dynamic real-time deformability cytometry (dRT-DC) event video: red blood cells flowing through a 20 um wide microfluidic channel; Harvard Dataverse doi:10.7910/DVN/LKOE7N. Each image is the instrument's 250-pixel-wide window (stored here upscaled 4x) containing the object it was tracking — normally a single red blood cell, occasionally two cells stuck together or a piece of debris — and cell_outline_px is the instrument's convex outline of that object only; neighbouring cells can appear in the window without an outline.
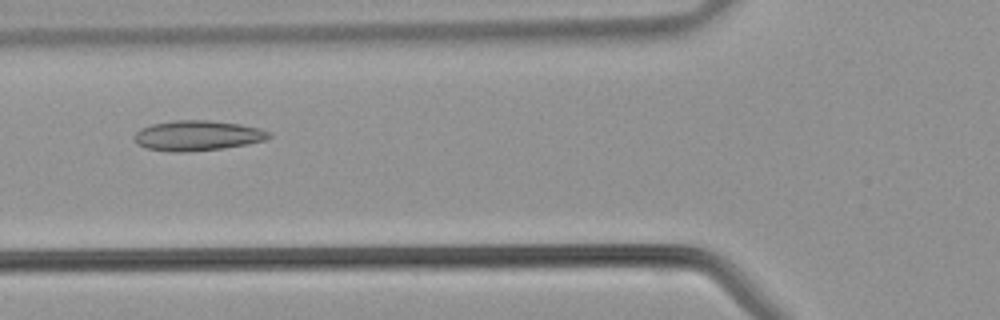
{"species": "common noctule bat (a hibernating species)", "species_latin": "Nyctalus noctula", "temperature_condition": "warm", "stored_images_in_passage": 28, "camera_frame_rate_fps": 3000, "um_per_image_px": 0.085, "animal": {"sex": "male", "body_mass_g": 21.5, "forearm_length_mm": 52.0}, "frame": {"image": 1, "passage_image": 5, "time_ms": 1.333, "image_size_px": [1000, 320], "cell_outline_px": [[272, 136], [264, 140], [244, 144], [220, 148], [184, 152], [168, 152], [144, 148], [136, 144], [132, 136], [140, 128], [152, 124], [172, 120], [208, 120], [240, 124], [260, 128], [272, 132]], "centroid_in_image_um": [16.72, 11.52], "position_along_channel_um": 109.1, "area_um2": 23.81}}
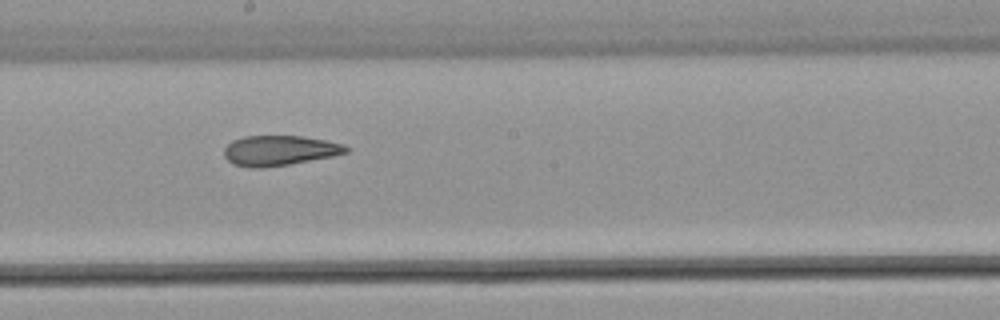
{"frame": {"image": 2, "passage_image": 12, "time_ms": 3.667, "image_size_px": [1000, 320], "cell_outline_px": [[348, 152], [332, 156], [288, 164], [260, 168], [256, 168], [232, 164], [224, 156], [224, 148], [232, 140], [244, 136], [300, 136], [324, 140], [344, 144], [348, 148]], "centroid_in_image_um": [23.72, 12.79], "position_along_channel_um": 224.5, "area_um2": 21.15}}
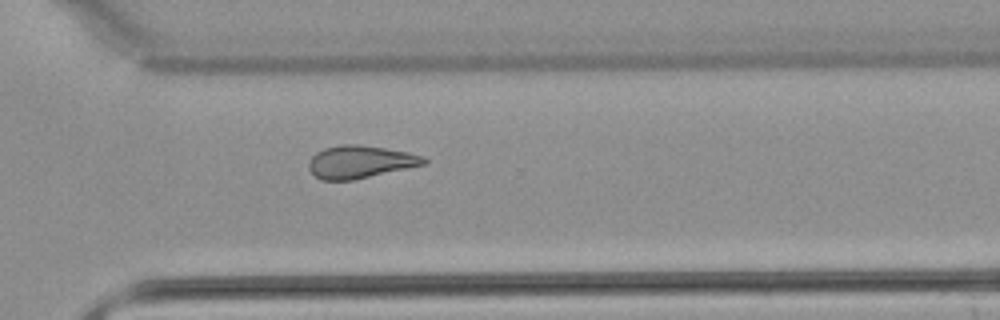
{"frame": {"image": 3, "passage_image": 19, "time_ms": 6.0, "image_size_px": [1000, 320], "cell_outline_px": [[428, 164], [352, 180], [320, 180], [308, 168], [308, 164], [312, 156], [316, 152], [324, 148], [340, 144], [360, 144], [408, 152], [424, 156], [428, 160]], "centroid_in_image_um": [30.63, 13.75], "position_along_channel_um": 340.0, "area_um2": 22.02}}